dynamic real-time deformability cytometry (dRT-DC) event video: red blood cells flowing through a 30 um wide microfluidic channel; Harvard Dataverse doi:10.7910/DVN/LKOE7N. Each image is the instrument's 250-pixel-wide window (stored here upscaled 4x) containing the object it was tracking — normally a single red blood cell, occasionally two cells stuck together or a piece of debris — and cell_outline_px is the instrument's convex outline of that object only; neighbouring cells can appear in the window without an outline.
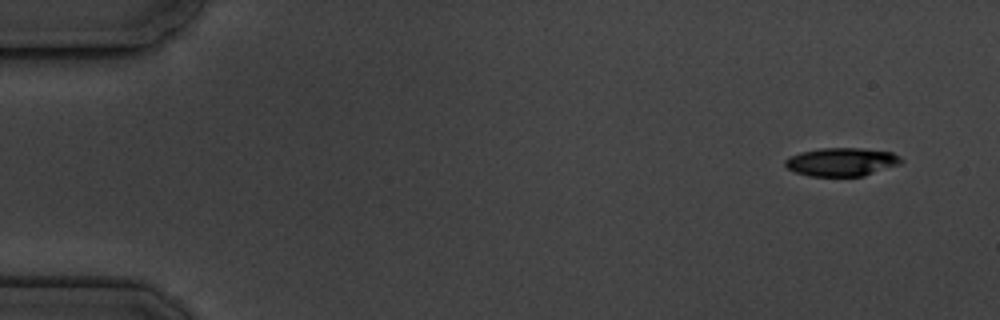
{"species": "common noctule bat (a hibernating species)", "species_latin": "Nyctalus noctula", "temperature_condition": "cold", "stored_images_in_passage": 4, "camera_frame_rate_fps": 3000, "um_per_image_px": 0.085, "animal": {"sex": "male", "body_mass_g": 19.5, "forearm_length_mm": 54.6}, "frame": {"image": 1, "passage_image": 1, "time_ms": 0.0, "image_size_px": [1000, 320], "cell_outline_px": [[904, 160], [900, 164], [864, 176], [808, 176], [796, 172], [788, 168], [784, 164], [784, 160], [788, 156], [800, 152], [820, 148], [864, 148], [892, 152], [900, 156]], "centroid_in_image_um": [71.54, 13.75], "position_along_channel_um": 13.5, "area_um2": 19.36}}
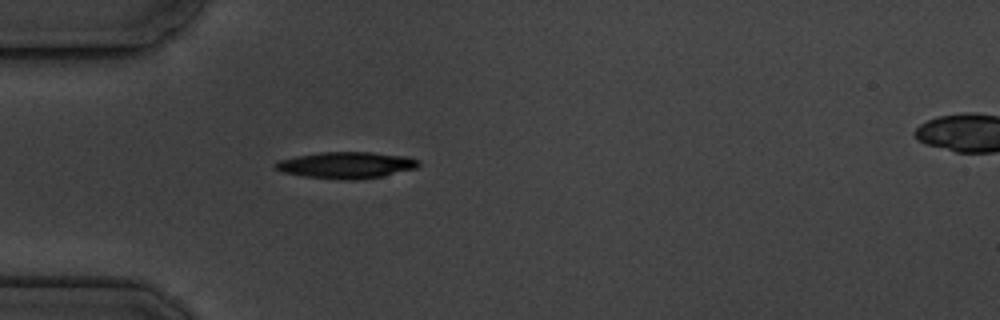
{"frame": {"image": 2, "passage_image": 4, "time_ms": 4.333, "image_size_px": [1000, 320], "cell_outline_px": [[420, 164], [416, 168], [384, 176], [356, 180], [344, 180], [304, 176], [284, 172], [272, 168], [272, 164], [280, 160], [296, 156], [320, 152], [372, 152], [408, 156], [420, 160]], "centroid_in_image_um": [29.45, 14.03], "position_along_channel_um": 55.5, "area_um2": 22.31}}